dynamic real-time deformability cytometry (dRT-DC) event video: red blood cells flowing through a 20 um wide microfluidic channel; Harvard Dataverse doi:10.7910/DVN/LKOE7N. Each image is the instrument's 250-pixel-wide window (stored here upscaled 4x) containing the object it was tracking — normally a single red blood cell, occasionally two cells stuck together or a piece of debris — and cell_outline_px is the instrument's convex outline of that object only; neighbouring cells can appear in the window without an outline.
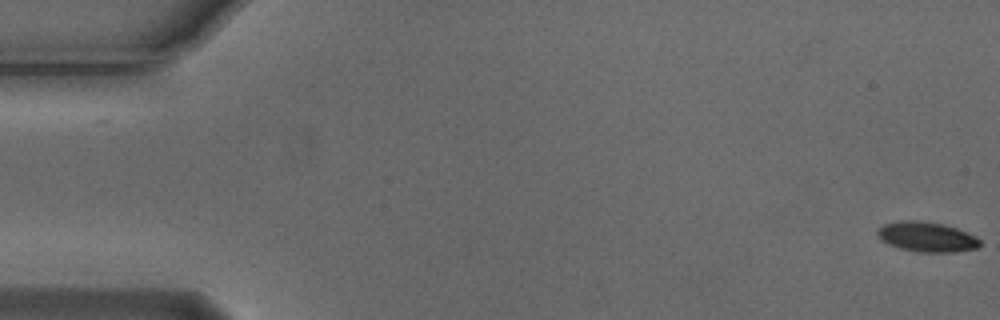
{"species": "Egyptian fruit bat (a non-hibernating species)", "species_latin": "Rousettus aegyptiacus", "temperature_condition": "cold", "stored_images_in_passage": 16, "camera_frame_rate_fps": 3000, "um_per_image_px": 0.085, "animal": {"sex": "male"}, "frame": {"image": 1, "passage_image": 1, "time_ms": 0.0, "image_size_px": [1000, 320], "cell_outline_px": [[980, 244], [976, 248], [952, 252], [920, 252], [900, 248], [888, 244], [880, 240], [876, 232], [884, 224], [904, 220], [920, 220], [944, 224], [956, 228], [976, 236], [980, 240]], "centroid_in_image_um": [78.76, 20.13], "position_along_channel_um": 6.2, "area_um2": 17.8}}
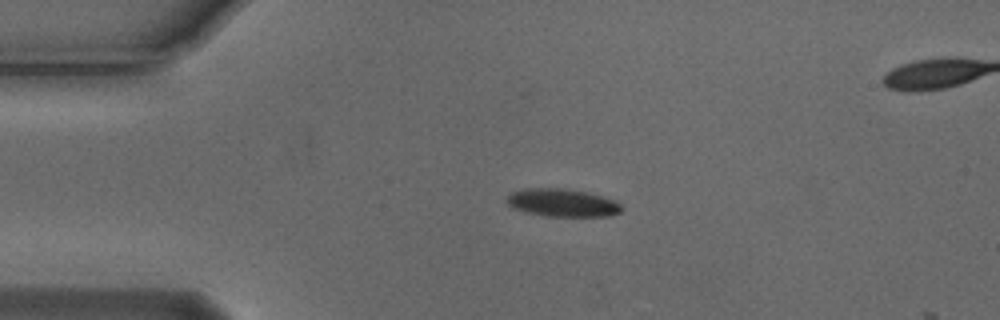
{"frame": {"image": 2, "passage_image": 13, "time_ms": 4.0, "image_size_px": [1000, 320], "cell_outline_px": [[624, 208], [620, 212], [608, 216], [548, 216], [528, 212], [512, 208], [508, 204], [508, 196], [512, 192], [528, 188], [560, 188], [584, 192], [600, 196], [612, 200], [620, 204]], "centroid_in_image_um": [47.8, 17.24], "position_along_channel_um": 37.2, "area_um2": 18.21}}